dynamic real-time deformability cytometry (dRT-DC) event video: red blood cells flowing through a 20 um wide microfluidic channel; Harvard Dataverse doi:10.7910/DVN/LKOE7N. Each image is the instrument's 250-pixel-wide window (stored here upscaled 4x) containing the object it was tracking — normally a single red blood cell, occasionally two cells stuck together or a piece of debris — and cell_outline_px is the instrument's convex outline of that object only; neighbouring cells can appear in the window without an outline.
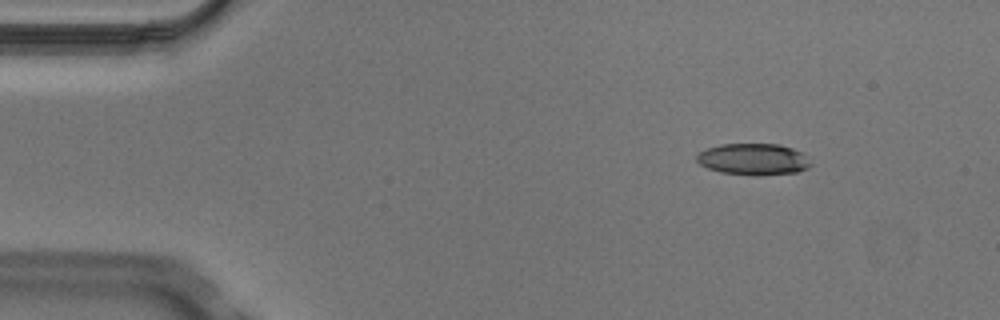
{"species": "Egyptian fruit bat (a non-hibernating species)", "species_latin": "Rousettus aegyptiacus", "temperature_condition": "cold", "stored_images_in_passage": 4, "camera_frame_rate_fps": 3000, "um_per_image_px": 0.085, "animal": {"sex": "male"}, "frame": {"image": 1, "passage_image": 2, "time_ms": 0.333, "image_size_px": [1000, 320], "cell_outline_px": [[812, 164], [808, 168], [796, 172], [756, 176], [720, 172], [708, 168], [700, 164], [696, 160], [696, 156], [700, 152], [708, 148], [720, 144], [780, 144], [792, 148], [800, 152]], "centroid_in_image_um": [64.02, 13.54], "position_along_channel_um": 21.0, "area_um2": 20.87}}
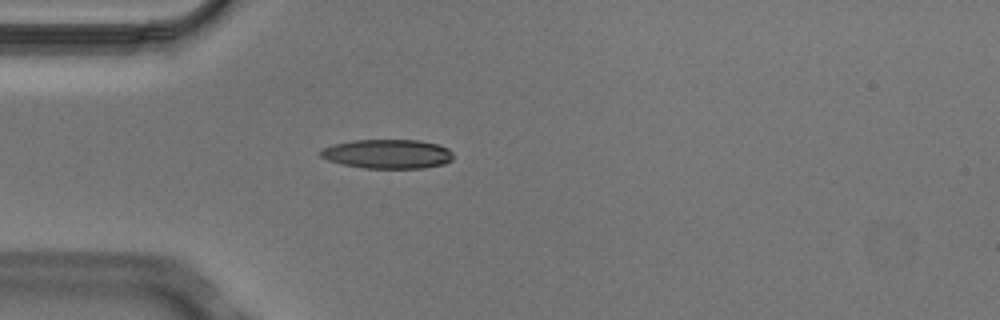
{"frame": {"image": 2, "passage_image": 4, "time_ms": 1.0, "image_size_px": [1000, 320], "cell_outline_px": [[452, 160], [444, 164], [424, 168], [364, 168], [344, 164], [328, 160], [320, 156], [316, 152], [332, 144], [352, 140], [420, 140], [440, 144], [448, 148], [452, 152]], "centroid_in_image_um": [32.95, 13.08], "position_along_channel_um": 52.1, "area_um2": 22.77}}